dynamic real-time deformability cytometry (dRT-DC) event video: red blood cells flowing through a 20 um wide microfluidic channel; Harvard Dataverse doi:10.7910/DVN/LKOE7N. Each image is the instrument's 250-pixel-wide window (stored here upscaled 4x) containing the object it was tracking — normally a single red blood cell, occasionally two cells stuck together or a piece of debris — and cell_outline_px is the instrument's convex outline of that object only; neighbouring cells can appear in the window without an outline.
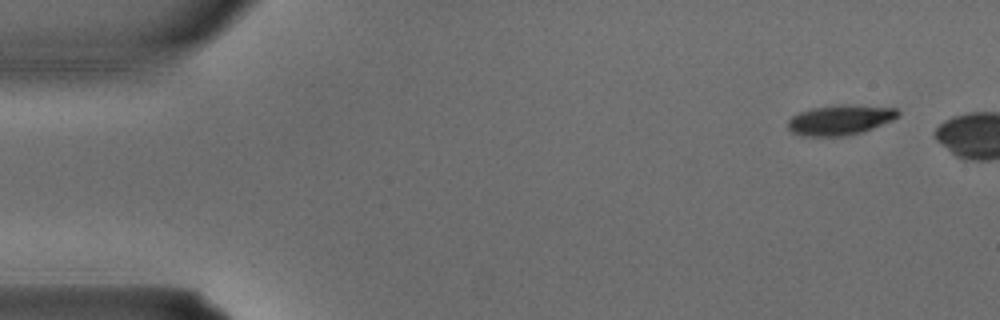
{"species": "common noctule bat (a hibernating species)", "species_latin": "Nyctalus noctula", "temperature_condition": "warm", "stored_images_in_passage": 4, "camera_frame_rate_fps": 3000, "um_per_image_px": 0.085, "animal": {"sex": "male", "body_mass_g": 15.6}, "frame": {"image": 1, "passage_image": 1, "time_ms": 0.0, "image_size_px": [1000, 320], "cell_outline_px": [[900, 116], [892, 120], [872, 128], [860, 132], [844, 136], [804, 136], [792, 132], [788, 128], [788, 120], [792, 116], [800, 112], [812, 108], [840, 104], [848, 104], [896, 108], [900, 112]], "centroid_in_image_um": [71.41, 10.18], "position_along_channel_um": 13.6, "area_um2": 19.25}}